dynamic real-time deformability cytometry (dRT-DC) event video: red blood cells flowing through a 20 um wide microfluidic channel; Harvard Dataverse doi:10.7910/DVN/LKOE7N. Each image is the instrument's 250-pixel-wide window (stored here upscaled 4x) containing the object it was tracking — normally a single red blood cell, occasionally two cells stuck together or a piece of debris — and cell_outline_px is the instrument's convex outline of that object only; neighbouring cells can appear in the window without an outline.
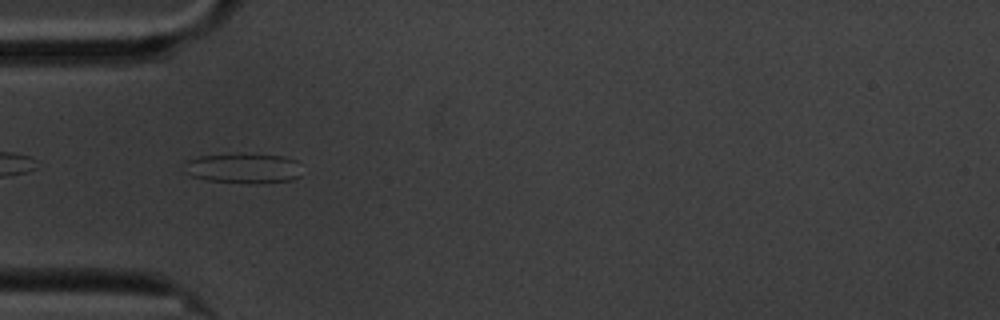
{"species": "common noctule bat (a hibernating species)", "species_latin": "Nyctalus noctula", "temperature_condition": "cold", "stored_images_in_passage": 42, "camera_frame_rate_fps": 3000, "um_per_image_px": 0.085, "animal": {"sex": "male", "body_mass_g": 20.1, "forearm_length_mm": 53.5}, "frame": {"image": 1, "passage_image": 1, "time_ms": 0.0, "image_size_px": [1000, 320], "cell_outline_px": [[300, 176], [292, 180], [248, 184], [204, 180], [192, 176], [188, 172], [188, 160], [200, 156], [240, 152], [280, 156], [296, 160]], "centroid_in_image_um": [20.7, 14.29], "position_along_channel_um": 64.3, "area_um2": 20.63}}
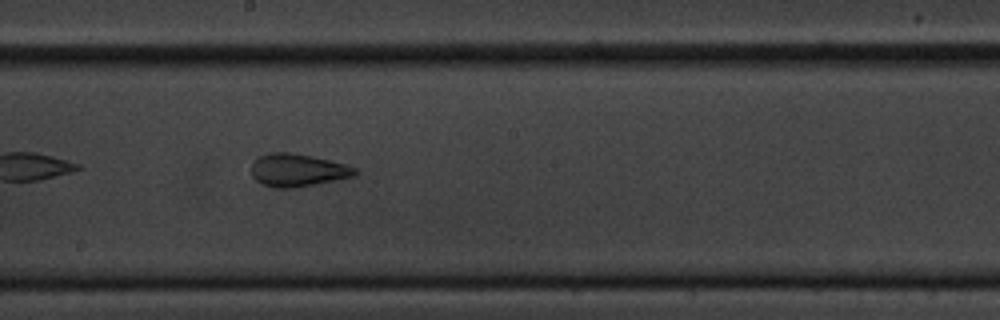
{"frame": {"image": 2, "passage_image": 15, "time_ms": 4.667, "image_size_px": [1000, 320], "cell_outline_px": [[360, 172], [356, 176], [296, 188], [276, 188], [264, 184], [256, 180], [252, 176], [252, 160], [268, 152], [292, 152], [312, 156], [344, 164], [356, 168]], "centroid_in_image_um": [25.31, 14.46], "position_along_channel_um": 222.9, "area_um2": 19.94}}
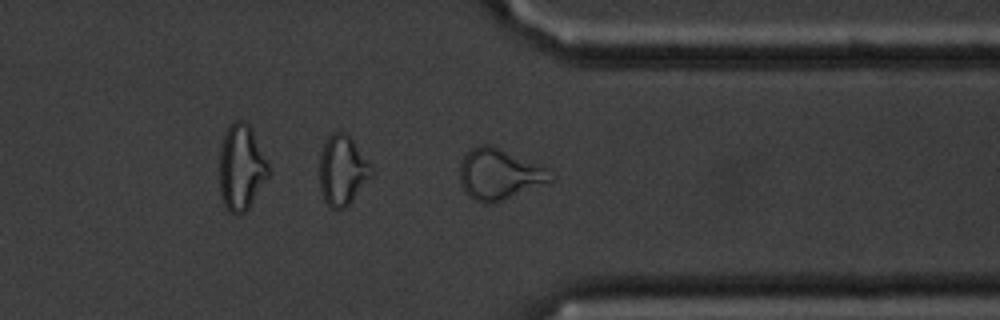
{"frame": {"image": 3, "passage_image": 28, "time_ms": 9.0, "image_size_px": [1000, 320], "cell_outline_px": [[556, 180], [492, 204], [488, 204], [472, 200], [468, 196], [460, 184], [460, 164], [464, 156], [472, 148], [480, 144], [488, 144], [544, 168], [556, 176]], "centroid_in_image_um": [42.41, 14.85], "position_along_channel_um": 369.0, "area_um2": 26.53}, "authors_computed_cell_mechanics": {"area_um2": 20.3745, "velocity_mm_per_s": 3.4028, "shape_relaxation_time_tau1_ms": null, "shape_relaxation_time_tau2_ms": 1.8134, "deformation_change_tau1": null, "deformation_change_tau2": 0.0966}}